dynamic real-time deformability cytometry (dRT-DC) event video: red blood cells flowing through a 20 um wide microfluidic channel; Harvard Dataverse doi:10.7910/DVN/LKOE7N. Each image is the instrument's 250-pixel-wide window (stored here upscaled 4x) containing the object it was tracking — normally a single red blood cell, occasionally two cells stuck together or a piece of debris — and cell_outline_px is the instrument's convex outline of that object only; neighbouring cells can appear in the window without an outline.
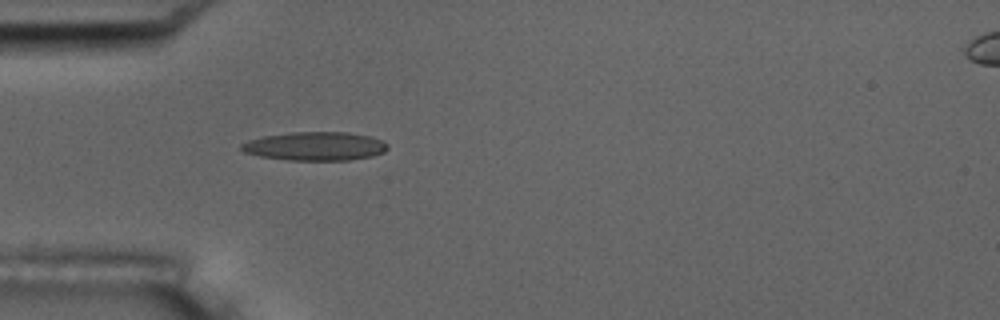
{"species": "common noctule bat (a hibernating species)", "species_latin": "Nyctalus noctula", "temperature_condition": "room temperature", "stored_images_in_passage": 5, "camera_frame_rate_fps": 3000, "um_per_image_px": 0.085, "animal": {"sex": "male", "body_mass_g": 17.5, "forearm_length_mm": 52.3}, "frame": {"image": 1, "passage_image": 5, "time_ms": 1.333, "image_size_px": [1000, 320], "cell_outline_px": [[388, 148], [384, 152], [372, 156], [348, 160], [288, 160], [260, 156], [244, 152], [240, 148], [240, 144], [248, 140], [264, 136], [292, 132], [348, 132], [372, 136], [384, 140], [388, 144]], "centroid_in_image_um": [26.82, 12.42], "position_along_channel_um": 58.2, "area_um2": 24.57}}